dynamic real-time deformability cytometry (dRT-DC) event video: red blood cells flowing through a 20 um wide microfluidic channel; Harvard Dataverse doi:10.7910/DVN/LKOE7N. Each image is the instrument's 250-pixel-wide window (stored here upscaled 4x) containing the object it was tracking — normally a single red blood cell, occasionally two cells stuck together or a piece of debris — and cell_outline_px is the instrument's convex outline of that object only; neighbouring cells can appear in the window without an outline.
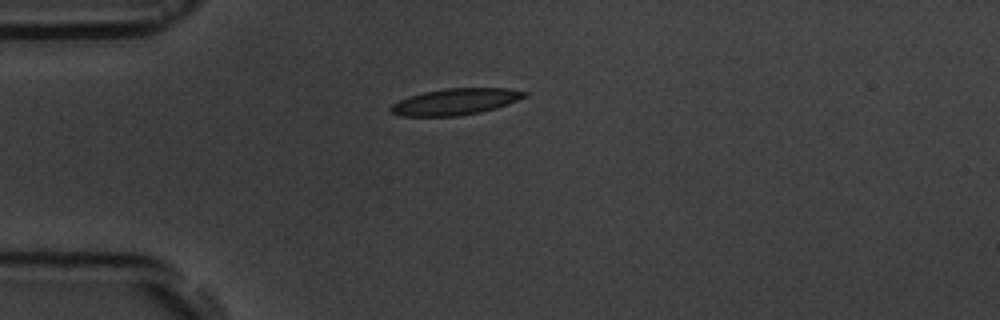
{"species": "common noctule bat (a hibernating species)", "species_latin": "Nyctalus noctula", "temperature_condition": "room temperature", "stored_images_in_passage": 3, "camera_frame_rate_fps": 3000, "um_per_image_px": 0.085, "animal": {"sex": "male", "body_mass_g": 19.5, "forearm_length_mm": 54.6}, "frame": {"image": 1, "passage_image": 1, "time_ms": 0.0, "image_size_px": [1000, 320], "cell_outline_px": [[528, 96], [508, 104], [496, 108], [480, 112], [460, 116], [400, 116], [388, 112], [388, 108], [392, 104], [408, 96], [424, 92], [444, 88], [508, 88], [528, 92]], "centroid_in_image_um": [38.7, 8.64], "position_along_channel_um": 46.3, "area_um2": 20.81}}
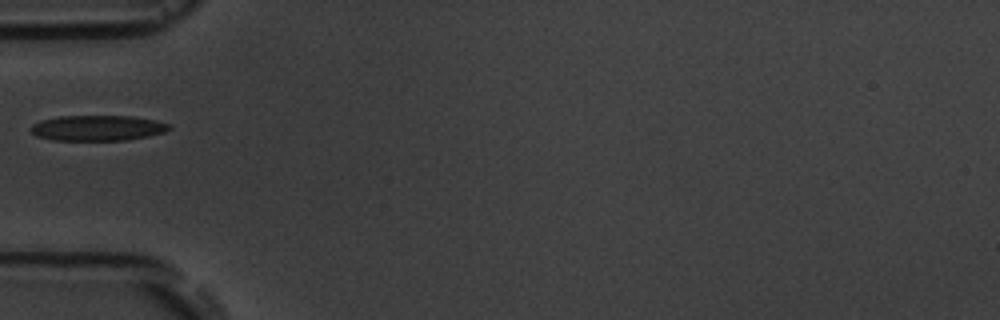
{"frame": {"image": 2, "passage_image": 2, "time_ms": 1.333, "image_size_px": [1000, 320], "cell_outline_px": [[172, 128], [164, 132], [148, 136], [128, 140], [52, 140], [36, 136], [28, 128], [32, 124], [40, 120], [60, 116], [132, 116], [156, 120], [172, 124]], "centroid_in_image_um": [8.3, 10.87], "position_along_channel_um": 76.7, "area_um2": 20.75}}
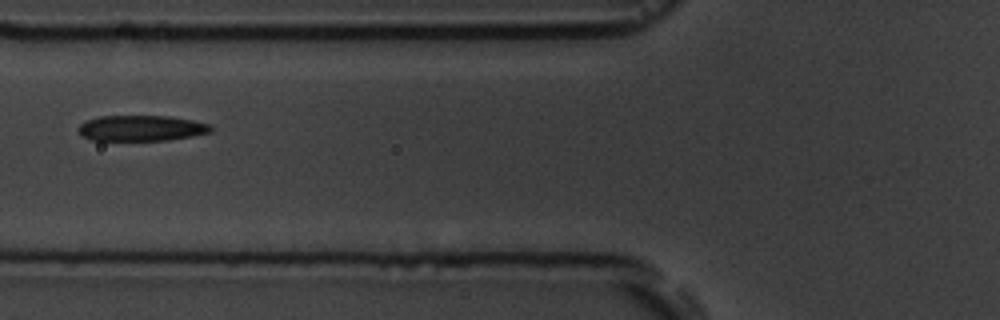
{"frame": {"image": 3, "passage_image": 3, "time_ms": 2.333, "image_size_px": [1000, 320], "cell_outline_px": [[212, 132], [192, 136], [168, 140], [92, 140], [80, 136], [76, 128], [80, 124], [88, 120], [100, 116], [168, 116], [192, 120], [208, 124], [212, 128]], "centroid_in_image_um": [11.97, 10.9], "position_along_channel_um": 113.8, "area_um2": 19.83}}